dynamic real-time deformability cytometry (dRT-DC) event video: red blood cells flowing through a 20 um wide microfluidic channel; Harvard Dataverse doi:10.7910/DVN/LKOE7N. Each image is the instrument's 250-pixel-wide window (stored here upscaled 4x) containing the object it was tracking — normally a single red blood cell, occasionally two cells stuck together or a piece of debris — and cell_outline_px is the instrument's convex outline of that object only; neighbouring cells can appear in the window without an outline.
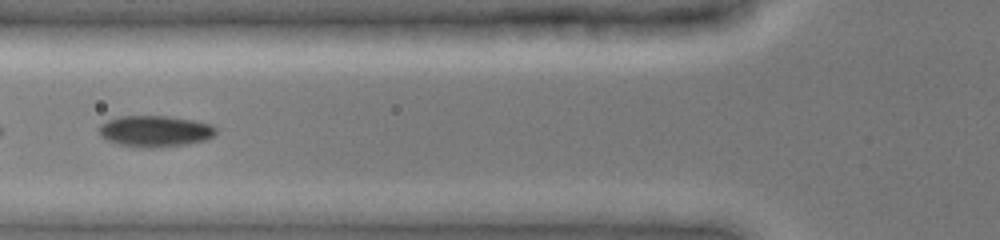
{"species": "common noctule bat (a hibernating species)", "species_latin": "Nyctalus noctula", "temperature_condition": "cold", "stored_images_in_passage": 12, "camera_frame_rate_fps": 3000, "um_per_image_px": 0.085, "animal": {"sex": "female", "body_mass_g": 19.0, "forearm_length_mm": 51.5}, "frame": {"image": 1, "passage_image": 4, "time_ms": 2.0, "image_size_px": [1000, 240], "cell_outline_px": [[216, 132], [212, 136], [204, 140], [188, 144], [152, 148], [148, 148], [120, 144], [108, 140], [100, 136], [100, 124], [108, 120], [120, 116], [168, 116], [192, 120], [212, 124], [216, 128]], "centroid_in_image_um": [13.19, 11.14], "position_along_channel_um": 112.6, "area_um2": 21.1}}